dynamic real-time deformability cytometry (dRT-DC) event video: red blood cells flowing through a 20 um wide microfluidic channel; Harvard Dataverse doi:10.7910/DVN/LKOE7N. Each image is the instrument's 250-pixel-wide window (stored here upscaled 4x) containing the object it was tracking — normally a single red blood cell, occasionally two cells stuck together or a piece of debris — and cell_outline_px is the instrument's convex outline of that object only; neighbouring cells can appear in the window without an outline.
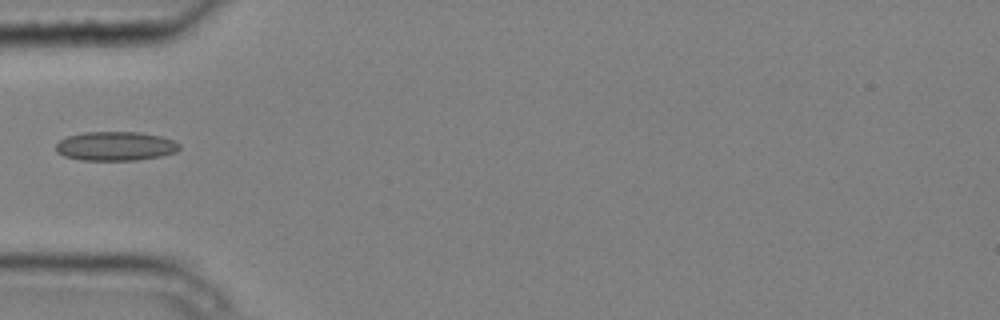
{"species": "common noctule bat (a hibernating species)", "species_latin": "Nyctalus noctula", "temperature_condition": "cold", "stored_images_in_passage": 3, "camera_frame_rate_fps": 3000, "um_per_image_px": 0.085, "animal": {"sex": "male", "body_mass_g": 20.4}, "frame": {"image": 1, "passage_image": 3, "time_ms": 0.667, "image_size_px": [1000, 320], "cell_outline_px": [[180, 148], [176, 152], [160, 156], [136, 160], [80, 160], [64, 156], [56, 152], [56, 144], [60, 140], [68, 136], [84, 132], [140, 132], [160, 136], [172, 140], [180, 144]], "centroid_in_image_um": [9.8, 12.42], "position_along_channel_um": 75.2, "area_um2": 20.92}}